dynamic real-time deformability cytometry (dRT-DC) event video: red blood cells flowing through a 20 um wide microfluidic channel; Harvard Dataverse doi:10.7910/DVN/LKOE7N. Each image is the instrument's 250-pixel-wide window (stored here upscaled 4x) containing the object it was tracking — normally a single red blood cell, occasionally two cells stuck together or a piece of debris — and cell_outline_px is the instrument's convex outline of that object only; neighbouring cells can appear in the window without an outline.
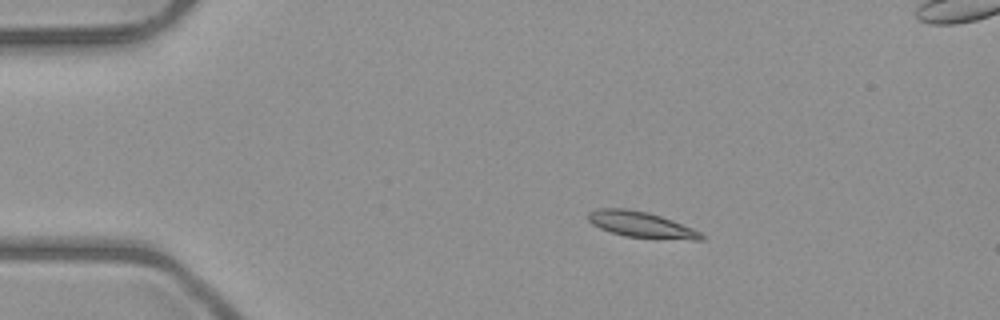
{"species": "common noctule bat (a hibernating species)", "species_latin": "Nyctalus noctula", "temperature_condition": "room temperature", "stored_images_in_passage": 7, "camera_frame_rate_fps": 3000, "um_per_image_px": 0.085, "animal": {"sex": "male", "body_mass_g": 23.1, "forearm_length_mm": 52.7}, "frame": {"image": 1, "passage_image": 2, "time_ms": 1.333, "image_size_px": [1000, 320], "cell_outline_px": [[704, 240], [692, 240], [624, 236], [600, 228], [592, 224], [588, 220], [588, 212], [600, 208], [624, 208], [648, 212], [672, 220], [692, 228], [700, 232], [704, 236]], "centroid_in_image_um": [54.49, 19.09], "position_along_channel_um": 30.5, "area_um2": 16.88}}
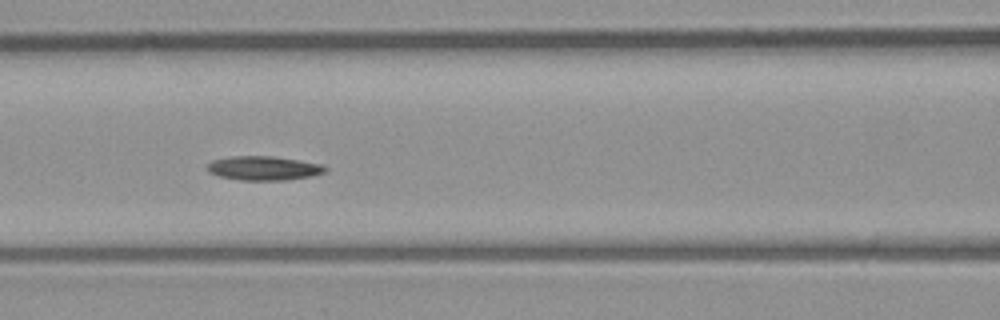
{"frame": {"image": 2, "passage_image": 6, "time_ms": 5.667, "image_size_px": [1000, 320], "cell_outline_px": [[328, 172], [312, 176], [288, 180], [240, 180], [220, 176], [208, 172], [208, 164], [212, 160], [232, 156], [272, 156], [320, 164], [328, 168]], "centroid_in_image_um": [22.44, 14.3], "position_along_channel_um": 144.2, "area_um2": 16.53}}
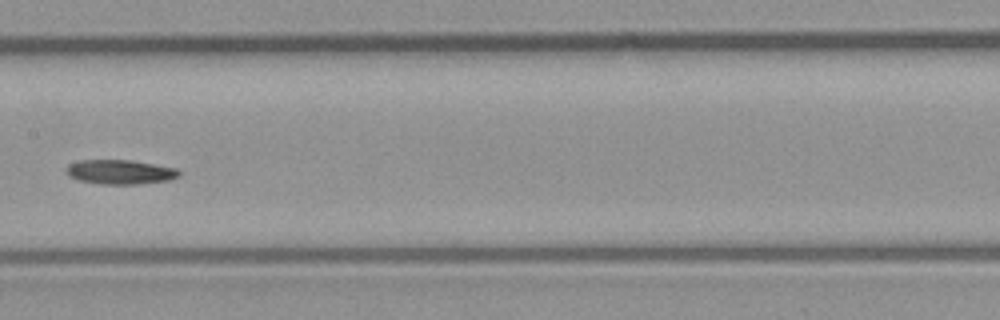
{"frame": {"image": 3, "passage_image": 7, "time_ms": 7.0, "image_size_px": [1000, 320], "cell_outline_px": [[180, 176], [168, 180], [140, 184], [100, 184], [80, 180], [68, 176], [64, 168], [68, 164], [80, 160], [128, 160], [176, 168], [180, 172]], "centroid_in_image_um": [10.17, 14.62], "position_along_channel_um": 197.2, "area_um2": 16.01}}